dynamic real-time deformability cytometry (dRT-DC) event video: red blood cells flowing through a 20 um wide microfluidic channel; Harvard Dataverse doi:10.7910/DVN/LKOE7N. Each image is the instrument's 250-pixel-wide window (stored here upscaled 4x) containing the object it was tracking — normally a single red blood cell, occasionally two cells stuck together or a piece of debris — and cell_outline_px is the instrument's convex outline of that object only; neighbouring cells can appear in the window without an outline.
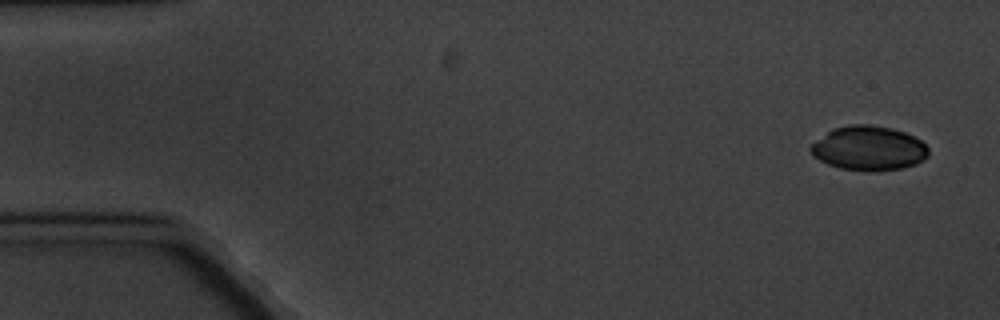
{"species": "common noctule bat (a hibernating species)", "species_latin": "Nyctalus noctula", "temperature_condition": "cold", "stored_images_in_passage": 11, "camera_frame_rate_fps": 3000, "um_per_image_px": 0.085, "animal": {"sex": "male", "body_mass_g": 20.1, "forearm_length_mm": 53.5}, "frame": {"image": 1, "passage_image": 1, "time_ms": 0.0, "image_size_px": [1000, 320], "cell_outline_px": [[928, 156], [924, 160], [916, 164], [904, 168], [872, 172], [868, 172], [840, 168], [828, 164], [820, 160], [808, 148], [812, 144], [832, 128], [848, 124], [872, 124], [892, 128], [904, 132], [920, 140], [928, 148]], "centroid_in_image_um": [73.86, 12.6], "position_along_channel_um": 11.1, "area_um2": 30.63}}